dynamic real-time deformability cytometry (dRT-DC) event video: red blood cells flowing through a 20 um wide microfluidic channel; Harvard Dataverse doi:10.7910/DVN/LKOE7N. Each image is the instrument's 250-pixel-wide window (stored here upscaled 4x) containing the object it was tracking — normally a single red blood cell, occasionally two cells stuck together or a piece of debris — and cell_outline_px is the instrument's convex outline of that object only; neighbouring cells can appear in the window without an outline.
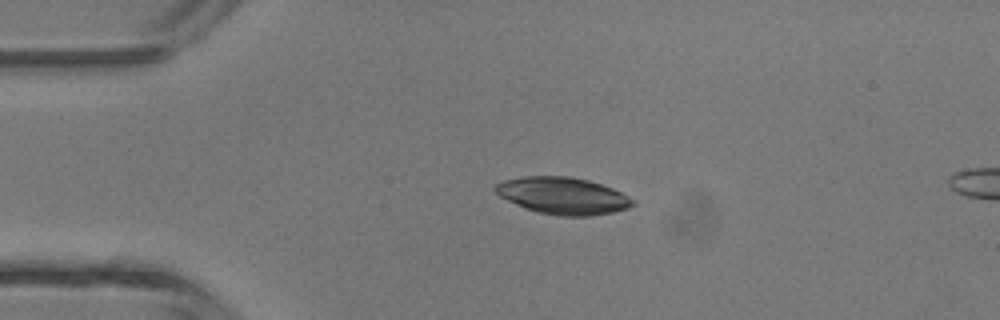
{"species": "common noctule bat (a hibernating species)", "species_latin": "Nyctalus noctula", "temperature_condition": "room temperature", "stored_images_in_passage": 3, "camera_frame_rate_fps": 3000, "um_per_image_px": 0.085, "animal": {"sex": "male", "body_mass_g": 13.3}, "frame": {"image": 1, "passage_image": 2, "time_ms": 1.333, "image_size_px": [1000, 320], "cell_outline_px": [[636, 204], [628, 208], [612, 212], [592, 216], [560, 216], [540, 212], [524, 208], [500, 196], [492, 188], [496, 184], [504, 180], [520, 176], [568, 176], [588, 180], [612, 188], [636, 200]], "centroid_in_image_um": [47.85, 16.63], "position_along_channel_um": 37.2, "area_um2": 29.59}}